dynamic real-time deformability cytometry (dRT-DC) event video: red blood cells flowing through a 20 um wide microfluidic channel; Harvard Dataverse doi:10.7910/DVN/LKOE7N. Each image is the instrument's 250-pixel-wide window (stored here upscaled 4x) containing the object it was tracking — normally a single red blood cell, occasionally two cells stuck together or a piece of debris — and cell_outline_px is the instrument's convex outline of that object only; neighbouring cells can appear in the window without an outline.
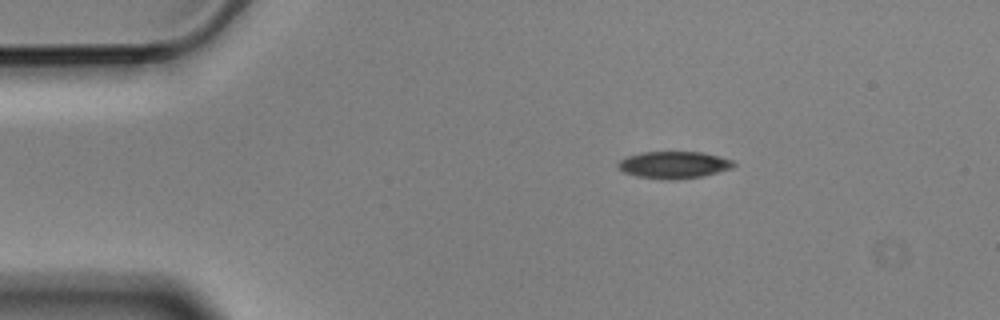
{"species": "Egyptian fruit bat (a non-hibernating species)", "species_latin": "Rousettus aegyptiacus", "temperature_condition": "cold", "stored_images_in_passage": 4, "camera_frame_rate_fps": 3000, "um_per_image_px": 0.085, "animal": {"sex": "male"}, "frame": {"image": 1, "passage_image": 2, "time_ms": 0.333, "image_size_px": [1000, 320], "cell_outline_px": [[736, 164], [732, 168], [704, 176], [676, 180], [668, 180], [636, 176], [624, 172], [616, 168], [616, 164], [620, 160], [628, 156], [640, 152], [700, 152], [720, 156], [732, 160]], "centroid_in_image_um": [57.26, 14.02], "position_along_channel_um": 27.7, "area_um2": 18.38}}
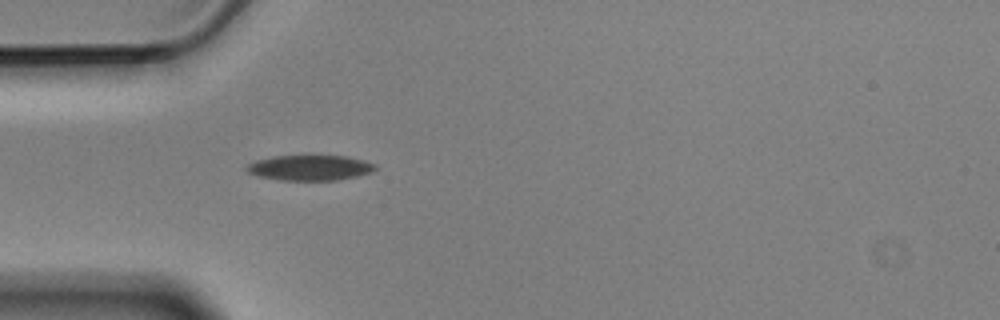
{"frame": {"image": 2, "passage_image": 4, "time_ms": 1.0, "image_size_px": [1000, 320], "cell_outline_px": [[376, 168], [372, 172], [356, 176], [336, 180], [280, 180], [260, 176], [248, 172], [244, 168], [248, 164], [256, 160], [272, 156], [344, 156], [364, 160], [376, 164]], "centroid_in_image_um": [26.34, 14.25], "position_along_channel_um": 58.7, "area_um2": 18.84}}